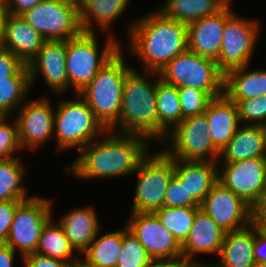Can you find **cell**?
Masks as SVG:
<instances>
[{
  "mask_svg": "<svg viewBox=\"0 0 266 267\" xmlns=\"http://www.w3.org/2000/svg\"><path fill=\"white\" fill-rule=\"evenodd\" d=\"M182 120L187 117L203 114L213 99L207 92L193 87L178 88Z\"/></svg>",
  "mask_w": 266,
  "mask_h": 267,
  "instance_id": "d590c367",
  "label": "cell"
},
{
  "mask_svg": "<svg viewBox=\"0 0 266 267\" xmlns=\"http://www.w3.org/2000/svg\"><path fill=\"white\" fill-rule=\"evenodd\" d=\"M21 158L0 159V201H24L27 191L22 186L24 168Z\"/></svg>",
  "mask_w": 266,
  "mask_h": 267,
  "instance_id": "d6a6232c",
  "label": "cell"
},
{
  "mask_svg": "<svg viewBox=\"0 0 266 267\" xmlns=\"http://www.w3.org/2000/svg\"><path fill=\"white\" fill-rule=\"evenodd\" d=\"M43 0H9L8 14L21 16Z\"/></svg>",
  "mask_w": 266,
  "mask_h": 267,
  "instance_id": "f6af8a7d",
  "label": "cell"
},
{
  "mask_svg": "<svg viewBox=\"0 0 266 267\" xmlns=\"http://www.w3.org/2000/svg\"><path fill=\"white\" fill-rule=\"evenodd\" d=\"M257 20H248L232 14L225 22L221 50L216 60L218 69L225 75L228 71L248 65L259 36Z\"/></svg>",
  "mask_w": 266,
  "mask_h": 267,
  "instance_id": "7c38bea8",
  "label": "cell"
},
{
  "mask_svg": "<svg viewBox=\"0 0 266 267\" xmlns=\"http://www.w3.org/2000/svg\"><path fill=\"white\" fill-rule=\"evenodd\" d=\"M15 252L7 244H0V267H13Z\"/></svg>",
  "mask_w": 266,
  "mask_h": 267,
  "instance_id": "bcb514c9",
  "label": "cell"
},
{
  "mask_svg": "<svg viewBox=\"0 0 266 267\" xmlns=\"http://www.w3.org/2000/svg\"><path fill=\"white\" fill-rule=\"evenodd\" d=\"M22 201H0V244H5L16 209Z\"/></svg>",
  "mask_w": 266,
  "mask_h": 267,
  "instance_id": "ab89813d",
  "label": "cell"
},
{
  "mask_svg": "<svg viewBox=\"0 0 266 267\" xmlns=\"http://www.w3.org/2000/svg\"><path fill=\"white\" fill-rule=\"evenodd\" d=\"M205 114L184 118L162 144H170L164 151L174 160L220 162V151L209 135ZM169 139V143L167 139ZM169 148V150H168ZM210 157V158H209Z\"/></svg>",
  "mask_w": 266,
  "mask_h": 267,
  "instance_id": "9c48e42d",
  "label": "cell"
},
{
  "mask_svg": "<svg viewBox=\"0 0 266 267\" xmlns=\"http://www.w3.org/2000/svg\"><path fill=\"white\" fill-rule=\"evenodd\" d=\"M95 34L82 31L66 41V71L69 88H73L75 94L85 89L104 65L122 49L111 34L99 52Z\"/></svg>",
  "mask_w": 266,
  "mask_h": 267,
  "instance_id": "5b68a950",
  "label": "cell"
},
{
  "mask_svg": "<svg viewBox=\"0 0 266 267\" xmlns=\"http://www.w3.org/2000/svg\"><path fill=\"white\" fill-rule=\"evenodd\" d=\"M227 5L224 0H165L157 10L169 19L189 24L217 14Z\"/></svg>",
  "mask_w": 266,
  "mask_h": 267,
  "instance_id": "f1b7e54d",
  "label": "cell"
},
{
  "mask_svg": "<svg viewBox=\"0 0 266 267\" xmlns=\"http://www.w3.org/2000/svg\"><path fill=\"white\" fill-rule=\"evenodd\" d=\"M204 114L208 121L212 142L221 152L240 126L237 105L222 94L210 101Z\"/></svg>",
  "mask_w": 266,
  "mask_h": 267,
  "instance_id": "44dd1931",
  "label": "cell"
},
{
  "mask_svg": "<svg viewBox=\"0 0 266 267\" xmlns=\"http://www.w3.org/2000/svg\"><path fill=\"white\" fill-rule=\"evenodd\" d=\"M253 267H266V263L255 262Z\"/></svg>",
  "mask_w": 266,
  "mask_h": 267,
  "instance_id": "f907efd6",
  "label": "cell"
},
{
  "mask_svg": "<svg viewBox=\"0 0 266 267\" xmlns=\"http://www.w3.org/2000/svg\"><path fill=\"white\" fill-rule=\"evenodd\" d=\"M217 162L174 160V175L188 193L201 204L219 181Z\"/></svg>",
  "mask_w": 266,
  "mask_h": 267,
  "instance_id": "7402d4cb",
  "label": "cell"
},
{
  "mask_svg": "<svg viewBox=\"0 0 266 267\" xmlns=\"http://www.w3.org/2000/svg\"><path fill=\"white\" fill-rule=\"evenodd\" d=\"M220 169L219 182L255 210L261 203L266 189V158H248L234 163H222Z\"/></svg>",
  "mask_w": 266,
  "mask_h": 267,
  "instance_id": "4fadbf2b",
  "label": "cell"
},
{
  "mask_svg": "<svg viewBox=\"0 0 266 267\" xmlns=\"http://www.w3.org/2000/svg\"><path fill=\"white\" fill-rule=\"evenodd\" d=\"M52 220L53 218L44 226L35 253L76 265L80 259L73 256L75 250L65 236L62 226Z\"/></svg>",
  "mask_w": 266,
  "mask_h": 267,
  "instance_id": "1f68e13d",
  "label": "cell"
},
{
  "mask_svg": "<svg viewBox=\"0 0 266 267\" xmlns=\"http://www.w3.org/2000/svg\"><path fill=\"white\" fill-rule=\"evenodd\" d=\"M138 174L131 213H154L164 205L167 187L174 176V159L164 150L148 154L134 172Z\"/></svg>",
  "mask_w": 266,
  "mask_h": 267,
  "instance_id": "ba28073f",
  "label": "cell"
},
{
  "mask_svg": "<svg viewBox=\"0 0 266 267\" xmlns=\"http://www.w3.org/2000/svg\"><path fill=\"white\" fill-rule=\"evenodd\" d=\"M156 108L158 113V140L163 142L181 121L178 87L164 82L161 78L156 80Z\"/></svg>",
  "mask_w": 266,
  "mask_h": 267,
  "instance_id": "83f0119b",
  "label": "cell"
},
{
  "mask_svg": "<svg viewBox=\"0 0 266 267\" xmlns=\"http://www.w3.org/2000/svg\"><path fill=\"white\" fill-rule=\"evenodd\" d=\"M27 66L31 87L41 73L45 80L44 84L54 93L60 94L69 89L66 71V41H46Z\"/></svg>",
  "mask_w": 266,
  "mask_h": 267,
  "instance_id": "e0dca14e",
  "label": "cell"
},
{
  "mask_svg": "<svg viewBox=\"0 0 266 267\" xmlns=\"http://www.w3.org/2000/svg\"><path fill=\"white\" fill-rule=\"evenodd\" d=\"M200 209L226 233L241 230L255 222L254 209L219 181L206 195Z\"/></svg>",
  "mask_w": 266,
  "mask_h": 267,
  "instance_id": "5bb4252c",
  "label": "cell"
},
{
  "mask_svg": "<svg viewBox=\"0 0 266 267\" xmlns=\"http://www.w3.org/2000/svg\"><path fill=\"white\" fill-rule=\"evenodd\" d=\"M158 76L176 87H193L207 92L212 98L224 94V74L213 59L199 56L189 50L176 56Z\"/></svg>",
  "mask_w": 266,
  "mask_h": 267,
  "instance_id": "52a82bcc",
  "label": "cell"
},
{
  "mask_svg": "<svg viewBox=\"0 0 266 267\" xmlns=\"http://www.w3.org/2000/svg\"><path fill=\"white\" fill-rule=\"evenodd\" d=\"M228 5H230L231 0H224Z\"/></svg>",
  "mask_w": 266,
  "mask_h": 267,
  "instance_id": "db71d44e",
  "label": "cell"
},
{
  "mask_svg": "<svg viewBox=\"0 0 266 267\" xmlns=\"http://www.w3.org/2000/svg\"><path fill=\"white\" fill-rule=\"evenodd\" d=\"M231 5L219 13L187 24L188 50L203 57L217 60L226 20L233 14Z\"/></svg>",
  "mask_w": 266,
  "mask_h": 267,
  "instance_id": "ac0fdd59",
  "label": "cell"
},
{
  "mask_svg": "<svg viewBox=\"0 0 266 267\" xmlns=\"http://www.w3.org/2000/svg\"><path fill=\"white\" fill-rule=\"evenodd\" d=\"M246 65L224 75V94L230 100H247L266 94V70L248 71Z\"/></svg>",
  "mask_w": 266,
  "mask_h": 267,
  "instance_id": "4316f807",
  "label": "cell"
},
{
  "mask_svg": "<svg viewBox=\"0 0 266 267\" xmlns=\"http://www.w3.org/2000/svg\"><path fill=\"white\" fill-rule=\"evenodd\" d=\"M126 224L152 258L182 255L181 245L155 213H131Z\"/></svg>",
  "mask_w": 266,
  "mask_h": 267,
  "instance_id": "2e32d148",
  "label": "cell"
},
{
  "mask_svg": "<svg viewBox=\"0 0 266 267\" xmlns=\"http://www.w3.org/2000/svg\"><path fill=\"white\" fill-rule=\"evenodd\" d=\"M254 220L266 229V213H254Z\"/></svg>",
  "mask_w": 266,
  "mask_h": 267,
  "instance_id": "c3c4849f",
  "label": "cell"
},
{
  "mask_svg": "<svg viewBox=\"0 0 266 267\" xmlns=\"http://www.w3.org/2000/svg\"><path fill=\"white\" fill-rule=\"evenodd\" d=\"M122 247V229L99 237V232L82 253L80 262L87 267H116Z\"/></svg>",
  "mask_w": 266,
  "mask_h": 267,
  "instance_id": "f546056e",
  "label": "cell"
},
{
  "mask_svg": "<svg viewBox=\"0 0 266 267\" xmlns=\"http://www.w3.org/2000/svg\"><path fill=\"white\" fill-rule=\"evenodd\" d=\"M151 256L127 228L122 229V247L116 267H145Z\"/></svg>",
  "mask_w": 266,
  "mask_h": 267,
  "instance_id": "e575fe53",
  "label": "cell"
},
{
  "mask_svg": "<svg viewBox=\"0 0 266 267\" xmlns=\"http://www.w3.org/2000/svg\"><path fill=\"white\" fill-rule=\"evenodd\" d=\"M21 16L47 41H67L82 32L77 0H43Z\"/></svg>",
  "mask_w": 266,
  "mask_h": 267,
  "instance_id": "30bf717a",
  "label": "cell"
},
{
  "mask_svg": "<svg viewBox=\"0 0 266 267\" xmlns=\"http://www.w3.org/2000/svg\"><path fill=\"white\" fill-rule=\"evenodd\" d=\"M75 267H87V266H85V265L82 264L81 262H78V263L75 265Z\"/></svg>",
  "mask_w": 266,
  "mask_h": 267,
  "instance_id": "f5cc1de1",
  "label": "cell"
},
{
  "mask_svg": "<svg viewBox=\"0 0 266 267\" xmlns=\"http://www.w3.org/2000/svg\"><path fill=\"white\" fill-rule=\"evenodd\" d=\"M232 101L237 105L241 124L266 127V94L247 100Z\"/></svg>",
  "mask_w": 266,
  "mask_h": 267,
  "instance_id": "8d00e7d4",
  "label": "cell"
},
{
  "mask_svg": "<svg viewBox=\"0 0 266 267\" xmlns=\"http://www.w3.org/2000/svg\"><path fill=\"white\" fill-rule=\"evenodd\" d=\"M221 157L223 163H234L248 158H266V127L239 126L233 138L220 152L219 158Z\"/></svg>",
  "mask_w": 266,
  "mask_h": 267,
  "instance_id": "603a6c76",
  "label": "cell"
},
{
  "mask_svg": "<svg viewBox=\"0 0 266 267\" xmlns=\"http://www.w3.org/2000/svg\"><path fill=\"white\" fill-rule=\"evenodd\" d=\"M103 135L79 151L76 161L65 167L68 174L86 180L131 175L149 152V139L142 135L111 130Z\"/></svg>",
  "mask_w": 266,
  "mask_h": 267,
  "instance_id": "6da1fadb",
  "label": "cell"
},
{
  "mask_svg": "<svg viewBox=\"0 0 266 267\" xmlns=\"http://www.w3.org/2000/svg\"><path fill=\"white\" fill-rule=\"evenodd\" d=\"M7 16H8L7 3L0 0V36L2 34L3 27H4L5 20H6Z\"/></svg>",
  "mask_w": 266,
  "mask_h": 267,
  "instance_id": "7dc6e473",
  "label": "cell"
},
{
  "mask_svg": "<svg viewBox=\"0 0 266 267\" xmlns=\"http://www.w3.org/2000/svg\"><path fill=\"white\" fill-rule=\"evenodd\" d=\"M22 261H24L23 263L26 267H75L71 263L37 253H31L22 257Z\"/></svg>",
  "mask_w": 266,
  "mask_h": 267,
  "instance_id": "b9f144b4",
  "label": "cell"
},
{
  "mask_svg": "<svg viewBox=\"0 0 266 267\" xmlns=\"http://www.w3.org/2000/svg\"><path fill=\"white\" fill-rule=\"evenodd\" d=\"M129 48L154 77L176 56L188 50L187 24L165 17L159 10L128 26Z\"/></svg>",
  "mask_w": 266,
  "mask_h": 267,
  "instance_id": "7a4b0ae2",
  "label": "cell"
},
{
  "mask_svg": "<svg viewBox=\"0 0 266 267\" xmlns=\"http://www.w3.org/2000/svg\"><path fill=\"white\" fill-rule=\"evenodd\" d=\"M46 41L22 16L8 14L0 36V46L8 49L23 64L28 65Z\"/></svg>",
  "mask_w": 266,
  "mask_h": 267,
  "instance_id": "d6986e66",
  "label": "cell"
},
{
  "mask_svg": "<svg viewBox=\"0 0 266 267\" xmlns=\"http://www.w3.org/2000/svg\"><path fill=\"white\" fill-rule=\"evenodd\" d=\"M51 207V200L37 195L22 201L16 209L5 244L18 250L21 257L35 253L42 230L52 218Z\"/></svg>",
  "mask_w": 266,
  "mask_h": 267,
  "instance_id": "8fae6325",
  "label": "cell"
},
{
  "mask_svg": "<svg viewBox=\"0 0 266 267\" xmlns=\"http://www.w3.org/2000/svg\"><path fill=\"white\" fill-rule=\"evenodd\" d=\"M49 99L28 101L18 110L16 118L18 123L19 141L23 148L35 149L47 142L54 134V111Z\"/></svg>",
  "mask_w": 266,
  "mask_h": 267,
  "instance_id": "9a60e30c",
  "label": "cell"
},
{
  "mask_svg": "<svg viewBox=\"0 0 266 267\" xmlns=\"http://www.w3.org/2000/svg\"><path fill=\"white\" fill-rule=\"evenodd\" d=\"M145 267H194L182 255L151 258Z\"/></svg>",
  "mask_w": 266,
  "mask_h": 267,
  "instance_id": "ee69618b",
  "label": "cell"
},
{
  "mask_svg": "<svg viewBox=\"0 0 266 267\" xmlns=\"http://www.w3.org/2000/svg\"><path fill=\"white\" fill-rule=\"evenodd\" d=\"M163 207L170 208H200V204L188 193L185 186L174 175L167 187Z\"/></svg>",
  "mask_w": 266,
  "mask_h": 267,
  "instance_id": "f35d334b",
  "label": "cell"
},
{
  "mask_svg": "<svg viewBox=\"0 0 266 267\" xmlns=\"http://www.w3.org/2000/svg\"><path fill=\"white\" fill-rule=\"evenodd\" d=\"M71 246L80 255L100 232L98 216L92 206L72 209L58 221Z\"/></svg>",
  "mask_w": 266,
  "mask_h": 267,
  "instance_id": "cb8c5ba5",
  "label": "cell"
},
{
  "mask_svg": "<svg viewBox=\"0 0 266 267\" xmlns=\"http://www.w3.org/2000/svg\"><path fill=\"white\" fill-rule=\"evenodd\" d=\"M82 31L94 32L93 23L108 32L112 23L126 10L130 0H77ZM94 21V22H93Z\"/></svg>",
  "mask_w": 266,
  "mask_h": 267,
  "instance_id": "484cf974",
  "label": "cell"
},
{
  "mask_svg": "<svg viewBox=\"0 0 266 267\" xmlns=\"http://www.w3.org/2000/svg\"><path fill=\"white\" fill-rule=\"evenodd\" d=\"M255 262L266 263V229L254 222V248Z\"/></svg>",
  "mask_w": 266,
  "mask_h": 267,
  "instance_id": "7bdbcfd3",
  "label": "cell"
},
{
  "mask_svg": "<svg viewBox=\"0 0 266 267\" xmlns=\"http://www.w3.org/2000/svg\"><path fill=\"white\" fill-rule=\"evenodd\" d=\"M8 116L0 118V159L13 158L14 153L20 150L21 145L19 141L18 123L14 119L13 124H8ZM7 121V122H6Z\"/></svg>",
  "mask_w": 266,
  "mask_h": 267,
  "instance_id": "74e56055",
  "label": "cell"
},
{
  "mask_svg": "<svg viewBox=\"0 0 266 267\" xmlns=\"http://www.w3.org/2000/svg\"><path fill=\"white\" fill-rule=\"evenodd\" d=\"M254 213H266V189L262 201L254 210Z\"/></svg>",
  "mask_w": 266,
  "mask_h": 267,
  "instance_id": "681fc988",
  "label": "cell"
},
{
  "mask_svg": "<svg viewBox=\"0 0 266 267\" xmlns=\"http://www.w3.org/2000/svg\"><path fill=\"white\" fill-rule=\"evenodd\" d=\"M199 209L200 208L162 207L154 213L157 215L162 225L171 232L178 243L182 245L188 238L196 212Z\"/></svg>",
  "mask_w": 266,
  "mask_h": 267,
  "instance_id": "836d02e7",
  "label": "cell"
},
{
  "mask_svg": "<svg viewBox=\"0 0 266 267\" xmlns=\"http://www.w3.org/2000/svg\"><path fill=\"white\" fill-rule=\"evenodd\" d=\"M143 75L134 68L126 75L120 117L111 131L157 140L156 80L149 81Z\"/></svg>",
  "mask_w": 266,
  "mask_h": 267,
  "instance_id": "3957f363",
  "label": "cell"
},
{
  "mask_svg": "<svg viewBox=\"0 0 266 267\" xmlns=\"http://www.w3.org/2000/svg\"><path fill=\"white\" fill-rule=\"evenodd\" d=\"M226 232L223 231L203 210L199 209L189 232L181 245L182 256L194 267L202 263L194 258L195 254H218ZM200 262V263H199Z\"/></svg>",
  "mask_w": 266,
  "mask_h": 267,
  "instance_id": "ffe728a7",
  "label": "cell"
},
{
  "mask_svg": "<svg viewBox=\"0 0 266 267\" xmlns=\"http://www.w3.org/2000/svg\"><path fill=\"white\" fill-rule=\"evenodd\" d=\"M23 65L8 49L0 46V80L13 76Z\"/></svg>",
  "mask_w": 266,
  "mask_h": 267,
  "instance_id": "60d3db41",
  "label": "cell"
},
{
  "mask_svg": "<svg viewBox=\"0 0 266 267\" xmlns=\"http://www.w3.org/2000/svg\"><path fill=\"white\" fill-rule=\"evenodd\" d=\"M123 57L121 49L79 93L107 130L119 120L125 78L133 69Z\"/></svg>",
  "mask_w": 266,
  "mask_h": 267,
  "instance_id": "277c9868",
  "label": "cell"
},
{
  "mask_svg": "<svg viewBox=\"0 0 266 267\" xmlns=\"http://www.w3.org/2000/svg\"><path fill=\"white\" fill-rule=\"evenodd\" d=\"M197 267H215L214 265H208L206 263H202L200 266Z\"/></svg>",
  "mask_w": 266,
  "mask_h": 267,
  "instance_id": "816d5d0a",
  "label": "cell"
},
{
  "mask_svg": "<svg viewBox=\"0 0 266 267\" xmlns=\"http://www.w3.org/2000/svg\"><path fill=\"white\" fill-rule=\"evenodd\" d=\"M77 100H62L54 113V132L57 150H65L76 146L80 151L95 137L105 133L107 129L96 118L85 100L76 94Z\"/></svg>",
  "mask_w": 266,
  "mask_h": 267,
  "instance_id": "8992f818",
  "label": "cell"
},
{
  "mask_svg": "<svg viewBox=\"0 0 266 267\" xmlns=\"http://www.w3.org/2000/svg\"><path fill=\"white\" fill-rule=\"evenodd\" d=\"M30 89L29 70L25 64L13 76L0 80V114L10 120L24 104Z\"/></svg>",
  "mask_w": 266,
  "mask_h": 267,
  "instance_id": "4dcf8cb0",
  "label": "cell"
},
{
  "mask_svg": "<svg viewBox=\"0 0 266 267\" xmlns=\"http://www.w3.org/2000/svg\"><path fill=\"white\" fill-rule=\"evenodd\" d=\"M254 222L241 230L225 234L215 267H253L255 257Z\"/></svg>",
  "mask_w": 266,
  "mask_h": 267,
  "instance_id": "d4e9b609",
  "label": "cell"
}]
</instances>
